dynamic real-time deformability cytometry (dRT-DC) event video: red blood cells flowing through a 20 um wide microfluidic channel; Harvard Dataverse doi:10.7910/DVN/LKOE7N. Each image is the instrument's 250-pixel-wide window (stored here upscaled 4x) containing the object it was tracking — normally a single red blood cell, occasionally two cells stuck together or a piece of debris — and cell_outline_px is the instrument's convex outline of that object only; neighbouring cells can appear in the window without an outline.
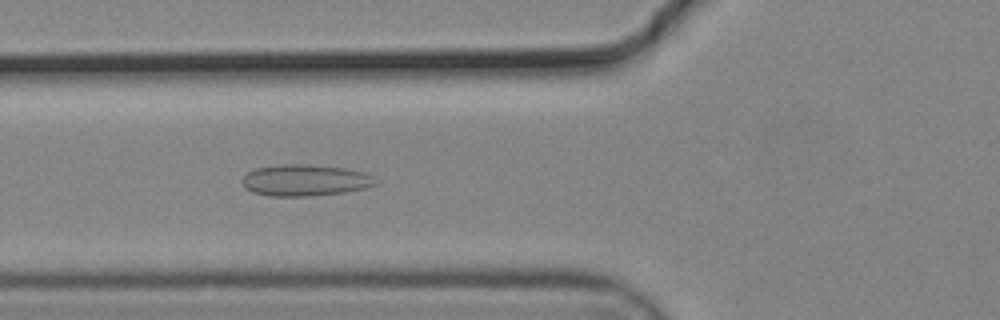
{"species": "common noctule bat (a hibernating species)", "species_latin": "Nyctalus noctula", "temperature_condition": "cold", "stored_images_in_passage": 30, "camera_frame_rate_fps": 3000, "um_per_image_px": 0.085, "animal": {"sex": "male", "body_mass_g": 19.2, "forearm_length_mm": 51.8}, "frame": {"image": 1, "passage_image": 10, "time_ms": 3.0, "image_size_px": [1000, 320], "cell_outline_px": [[376, 184], [364, 188], [344, 192], [308, 196], [272, 196], [252, 192], [244, 188], [244, 176], [248, 172], [256, 168], [280, 164], [304, 164], [344, 168], [364, 172], [372, 176], [376, 180]], "centroid_in_image_um": [25.92, 15.32], "position_along_channel_um": 99.9, "area_um2": 24.22}}
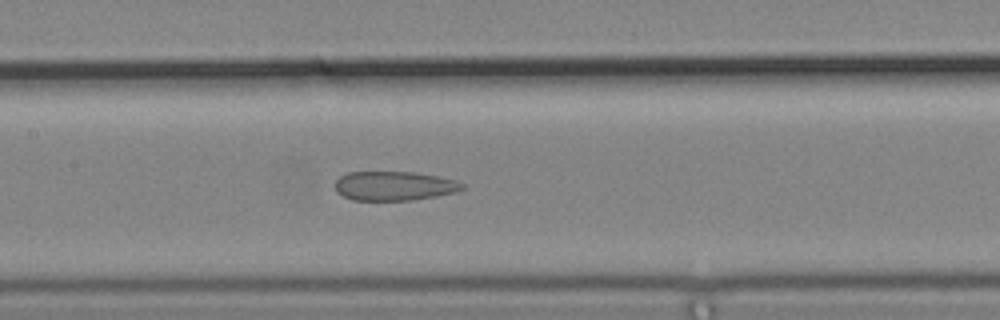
{"frame": {"image": 2, "passage_image": 16, "time_ms": 5.0, "image_size_px": [1000, 320], "cell_outline_px": [[464, 188], [456, 192], [436, 196], [412, 200], [352, 200], [336, 192], [336, 180], [340, 176], [348, 172], [412, 172], [436, 176], [456, 180], [464, 184]], "centroid_in_image_um": [33.5, 15.8], "position_along_channel_um": 173.9, "area_um2": 21.56}}
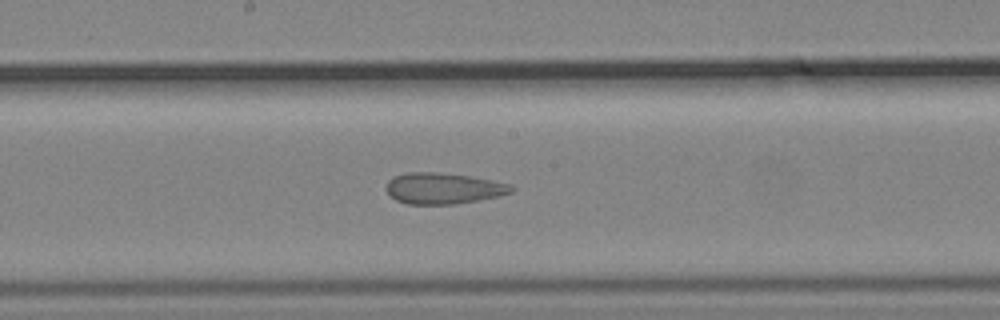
{"frame": {"image": 3, "passage_image": 19, "time_ms": 6.0, "image_size_px": [1000, 320], "cell_outline_px": [[516, 188], [512, 192], [500, 196], [452, 204], [408, 204], [396, 200], [384, 188], [388, 180], [392, 176], [408, 172], [436, 172], [468, 176], [492, 180], [512, 184]], "centroid_in_image_um": [37.68, 16.0], "position_along_channel_um": 210.5, "area_um2": 22.72}}